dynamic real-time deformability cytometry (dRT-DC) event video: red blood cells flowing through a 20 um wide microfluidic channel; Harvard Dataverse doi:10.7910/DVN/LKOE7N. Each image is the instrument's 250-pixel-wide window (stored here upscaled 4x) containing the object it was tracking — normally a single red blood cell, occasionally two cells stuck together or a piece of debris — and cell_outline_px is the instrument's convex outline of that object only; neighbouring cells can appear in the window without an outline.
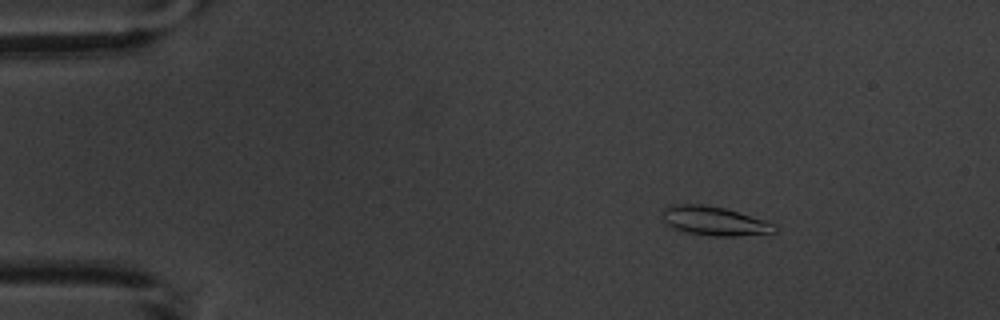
{"species": "common noctule bat (a hibernating species)", "species_latin": "Nyctalus noctula", "temperature_condition": "warm", "stored_images_in_passage": 3, "camera_frame_rate_fps": 3000, "um_per_image_px": 0.085, "animal": {"sex": "male", "body_mass_g": 20.1, "forearm_length_mm": 53.5}, "frame": {"image": 1, "passage_image": 2, "time_ms": 1.0, "image_size_px": [1000, 320], "cell_outline_px": [[776, 232], [736, 236], [712, 236], [688, 232], [672, 228], [664, 220], [664, 208], [668, 204], [704, 204], [724, 208], [740, 212], [776, 224]], "centroid_in_image_um": [60.73, 18.77], "position_along_channel_um": 24.3, "area_um2": 18.9}}